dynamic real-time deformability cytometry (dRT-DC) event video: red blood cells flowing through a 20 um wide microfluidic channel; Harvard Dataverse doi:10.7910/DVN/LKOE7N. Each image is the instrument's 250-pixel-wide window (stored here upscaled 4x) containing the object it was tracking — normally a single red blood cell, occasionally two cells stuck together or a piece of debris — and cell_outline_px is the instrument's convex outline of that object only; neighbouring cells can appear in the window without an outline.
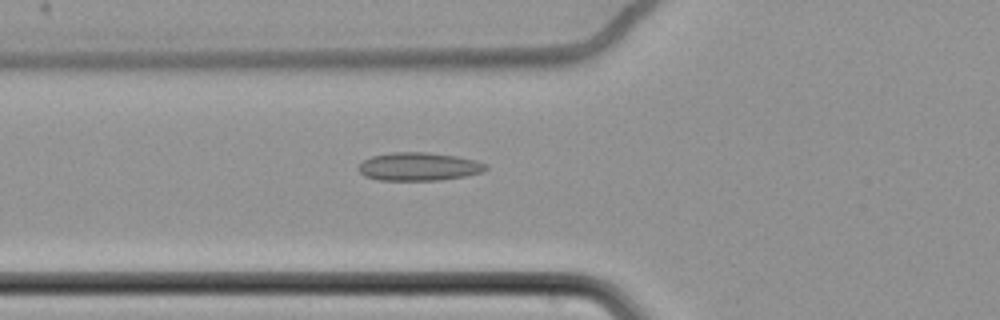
{"species": "common noctule bat (a hibernating species)", "species_latin": "Nyctalus noctula", "temperature_condition": "cold", "stored_images_in_passage": 62, "camera_frame_rate_fps": 3000, "um_per_image_px": 0.085, "animal": {"sex": "female", "body_mass_g": 22.7, "forearm_length_mm": 54.2}, "frame": {"image": 1, "passage_image": 25, "time_ms": 8.0, "image_size_px": [1000, 320], "cell_outline_px": [[488, 168], [484, 172], [464, 176], [436, 180], [380, 180], [364, 176], [356, 168], [364, 160], [372, 156], [392, 152], [428, 152], [456, 156], [476, 160], [488, 164]], "centroid_in_image_um": [35.61, 14.15], "position_along_channel_um": 90.2, "area_um2": 20.98}}
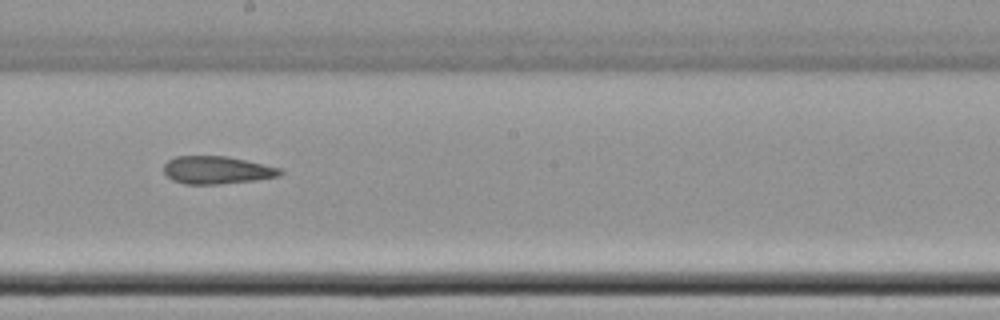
{"frame": {"image": 2, "passage_image": 37, "time_ms": 12.0, "image_size_px": [1000, 320], "cell_outline_px": [[284, 172], [280, 176], [252, 180], [220, 184], [184, 184], [172, 180], [164, 172], [164, 164], [168, 160], [176, 156], [228, 156], [280, 168]], "centroid_in_image_um": [18.42, 14.45], "position_along_channel_um": 229.8, "area_um2": 18.73}}
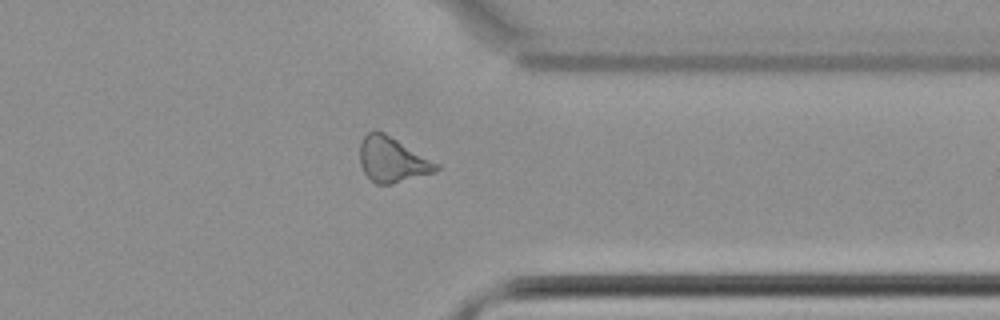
{"frame": {"image": 3, "passage_image": 50, "time_ms": 16.333, "image_size_px": [1000, 320], "cell_outline_px": [[440, 168], [436, 172], [392, 184], [376, 184], [364, 172], [360, 164], [360, 144], [364, 136], [368, 132], [376, 128], [384, 132], [440, 164]], "centroid_in_image_um": [33.35, 13.56], "position_along_channel_um": 378.0, "area_um2": 20.23}, "authors_computed_cell_mechanics": {"area_um2": 20.4323, "velocity_mm_per_s": 3.4882, "shape_relaxation_time_tau1_ms": null, "shape_relaxation_time_tau2_ms": 5.2989, "deformation_change_tau1": null, "deformation_change_tau2": 0.1474}}